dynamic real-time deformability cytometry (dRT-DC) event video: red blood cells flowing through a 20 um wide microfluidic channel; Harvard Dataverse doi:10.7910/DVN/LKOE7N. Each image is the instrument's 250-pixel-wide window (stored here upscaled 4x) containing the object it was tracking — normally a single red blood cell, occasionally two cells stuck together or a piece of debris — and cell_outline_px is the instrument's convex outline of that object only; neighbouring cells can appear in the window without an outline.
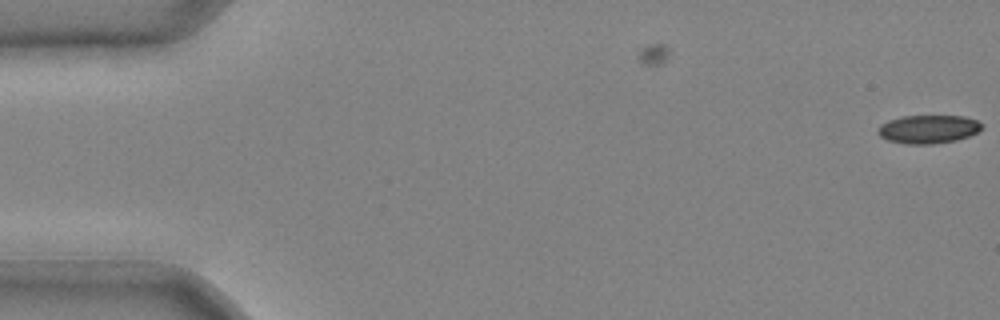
{"species": "common noctule bat (a hibernating species)", "species_latin": "Nyctalus noctula", "temperature_condition": "cold", "stored_images_in_passage": 8, "camera_frame_rate_fps": 3000, "um_per_image_px": 0.085, "animal": {"sex": "male", "body_mass_g": 20.4}, "frame": {"image": 1, "passage_image": 1, "time_ms": 0.0, "image_size_px": [1000, 320], "cell_outline_px": [[984, 128], [968, 136], [956, 140], [932, 144], [908, 144], [888, 140], [880, 136], [876, 132], [880, 124], [888, 120], [904, 116], [964, 116], [976, 120], [984, 124]], "centroid_in_image_um": [78.91, 10.97], "position_along_channel_um": 6.1, "area_um2": 17.22}}